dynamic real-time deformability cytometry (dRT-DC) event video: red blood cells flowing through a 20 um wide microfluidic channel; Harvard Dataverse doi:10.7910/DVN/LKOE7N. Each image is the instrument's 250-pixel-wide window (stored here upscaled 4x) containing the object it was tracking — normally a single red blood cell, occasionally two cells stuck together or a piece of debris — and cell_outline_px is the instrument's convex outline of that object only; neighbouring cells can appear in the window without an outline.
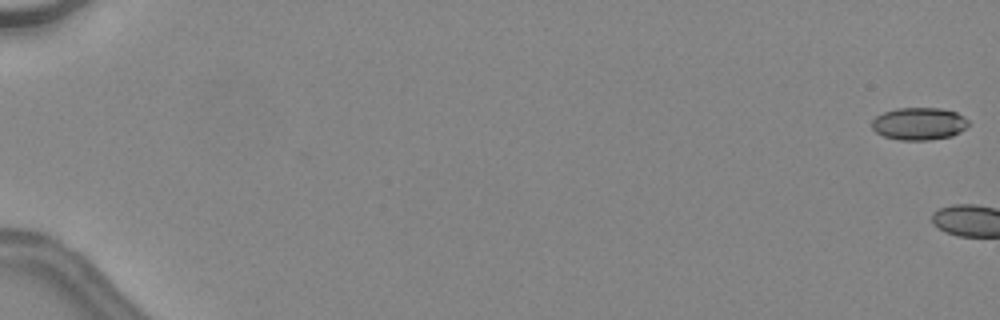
{"species": "common noctule bat (a hibernating species)", "species_latin": "Nyctalus noctula", "temperature_condition": "warm", "stored_images_in_passage": 4, "camera_frame_rate_fps": 3000, "um_per_image_px": 0.085, "animal": {"sex": "female", "body_mass_g": 24.6, "forearm_length_mm": 56.2}, "frame": {"image": 1, "passage_image": 1, "time_ms": 0.0, "image_size_px": [1000, 320], "cell_outline_px": [[968, 124], [960, 132], [952, 136], [928, 140], [900, 140], [884, 136], [876, 132], [872, 128], [872, 120], [876, 116], [884, 112], [896, 108], [940, 108], [956, 112], [964, 116], [968, 120]], "centroid_in_image_um": [78.11, 10.51], "position_along_channel_um": 6.9, "area_um2": 18.26}}